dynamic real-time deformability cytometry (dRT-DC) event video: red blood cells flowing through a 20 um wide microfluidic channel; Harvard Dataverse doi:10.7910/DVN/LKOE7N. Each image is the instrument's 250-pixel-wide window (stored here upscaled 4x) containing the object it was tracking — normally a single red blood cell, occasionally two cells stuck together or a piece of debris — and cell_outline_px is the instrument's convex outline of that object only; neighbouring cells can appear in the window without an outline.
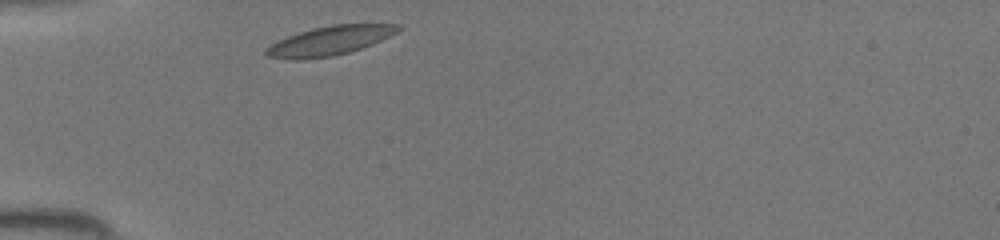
{"species": "common noctule bat (a hibernating species)", "species_latin": "Nyctalus noctula", "temperature_condition": "room temperature", "stored_images_in_passage": 27, "camera_frame_rate_fps": 3000, "um_per_image_px": 0.085, "animal": {"sex": "female", "body_mass_g": 19.5, "forearm_length_mm": 54.1}, "frame": {"image": 1, "passage_image": 1, "time_ms": 0.0, "image_size_px": [1000, 240], "cell_outline_px": [[404, 28], [372, 44], [348, 52], [332, 56], [300, 60], [288, 60], [268, 56], [264, 52], [264, 48], [288, 36], [312, 28], [332, 24], [400, 24]], "centroid_in_image_um": [28.01, 3.46], "position_along_channel_um": 57.0, "area_um2": 22.31}}
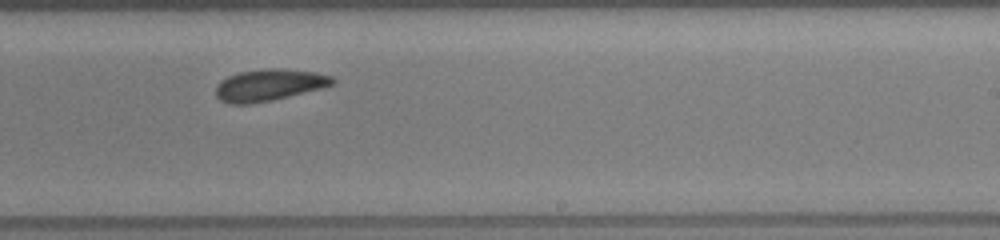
{"frame": {"image": 2, "passage_image": 16, "time_ms": 5.0, "image_size_px": [1000, 240], "cell_outline_px": [[336, 80], [332, 84], [320, 88], [272, 100], [252, 104], [228, 104], [220, 100], [216, 96], [216, 84], [220, 80], [228, 76], [240, 72], [268, 68], [280, 68], [316, 72], [332, 76]], "centroid_in_image_um": [22.83, 7.22], "position_along_channel_um": 266.2, "area_um2": 21.56}}
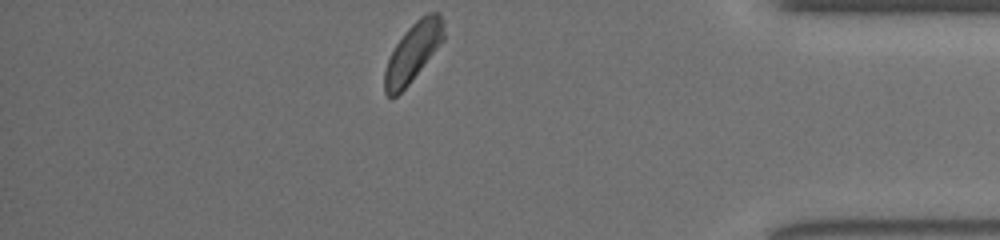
{"frame": {"image": 3, "passage_image": 27, "time_ms": 8.667, "image_size_px": [1000, 240], "cell_outline_px": [[444, 40], [408, 84], [396, 96], [388, 96], [384, 92], [384, 72], [388, 60], [396, 44], [404, 32], [420, 16], [428, 12], [440, 12], [444, 20]], "centroid_in_image_um": [35.12, 4.39], "position_along_channel_um": 400.1, "area_um2": 20.0}}